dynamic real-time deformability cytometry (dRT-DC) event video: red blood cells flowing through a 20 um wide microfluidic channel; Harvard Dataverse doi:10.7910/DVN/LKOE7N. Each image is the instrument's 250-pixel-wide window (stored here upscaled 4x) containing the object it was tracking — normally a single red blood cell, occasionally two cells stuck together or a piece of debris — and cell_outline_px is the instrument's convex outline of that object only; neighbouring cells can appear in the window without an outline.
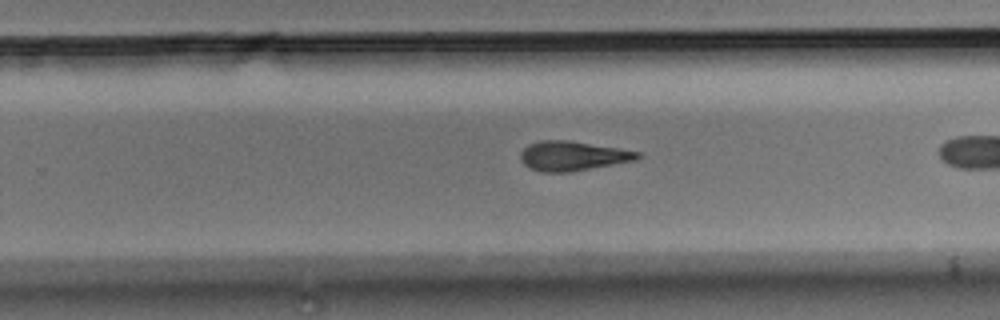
{"species": "Egyptian fruit bat (a non-hibernating species)", "species_latin": "Rousettus aegyptiacus", "temperature_condition": "room temperature", "stored_images_in_passage": 28, "camera_frame_rate_fps": 3000, "um_per_image_px": 0.085, "animal": {"sex": "male"}, "frame": {"image": 1, "passage_image": 20, "time_ms": 6.333, "image_size_px": [1000, 320], "cell_outline_px": [[640, 156], [636, 160], [568, 172], [540, 172], [528, 168], [520, 160], [520, 152], [528, 144], [540, 140], [568, 140], [620, 148], [640, 152]], "centroid_in_image_um": [48.63, 13.25], "position_along_channel_um": 281.2, "area_um2": 20.17}}